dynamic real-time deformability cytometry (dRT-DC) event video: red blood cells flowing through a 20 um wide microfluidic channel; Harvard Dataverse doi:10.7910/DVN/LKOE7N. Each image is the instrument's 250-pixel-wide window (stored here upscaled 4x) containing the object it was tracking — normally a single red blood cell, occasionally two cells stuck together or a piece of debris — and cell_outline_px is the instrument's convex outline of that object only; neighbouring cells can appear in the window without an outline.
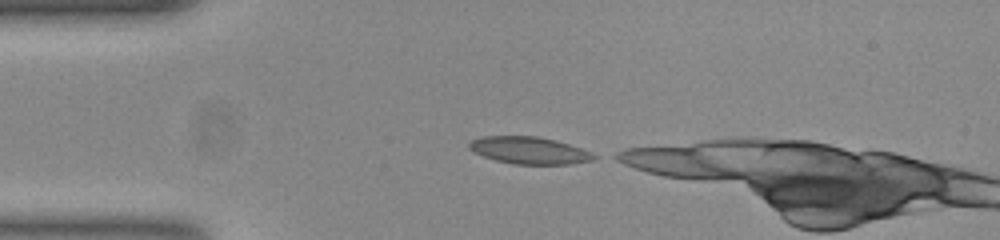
{"species": "common noctule bat (a hibernating species)", "species_latin": "Nyctalus noctula", "temperature_condition": "room temperature", "stored_images_in_passage": 4, "camera_frame_rate_fps": 3000, "um_per_image_px": 0.085, "animal": {"sex": "female", "body_mass_g": 23.0, "forearm_length_mm": 53.4}, "frame": {"image": 1, "passage_image": 1, "time_ms": 0.0, "image_size_px": [1000, 240], "cell_outline_px": [[600, 156], [592, 160], [572, 164], [512, 164], [496, 160], [472, 152], [468, 148], [468, 144], [472, 140], [480, 136], [536, 136], [556, 140], [592, 152]], "centroid_in_image_um": [44.98, 12.78], "position_along_channel_um": 40.0, "area_um2": 19.83}}